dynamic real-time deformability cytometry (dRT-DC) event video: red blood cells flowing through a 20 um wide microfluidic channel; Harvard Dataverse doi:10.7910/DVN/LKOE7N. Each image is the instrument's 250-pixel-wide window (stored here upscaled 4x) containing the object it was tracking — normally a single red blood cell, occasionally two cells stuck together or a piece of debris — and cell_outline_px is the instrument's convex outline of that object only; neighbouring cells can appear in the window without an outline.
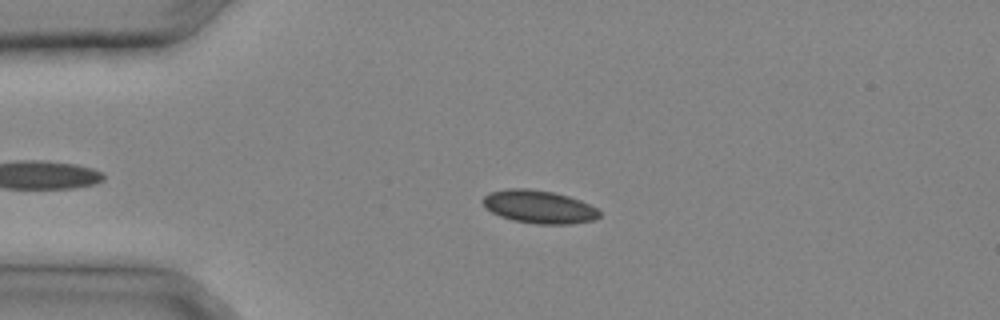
{"species": "common noctule bat (a hibernating species)", "species_latin": "Nyctalus noctula", "temperature_condition": "cold", "stored_images_in_passage": 31, "camera_frame_rate_fps": 3000, "um_per_image_px": 0.085, "animal": {"sex": "male", "body_mass_g": 20.4}, "frame": {"image": 1, "passage_image": 7, "time_ms": 2.0, "image_size_px": [1000, 320], "cell_outline_px": [[600, 216], [592, 220], [568, 224], [536, 224], [512, 220], [500, 216], [484, 208], [480, 200], [484, 196], [492, 192], [504, 188], [528, 188], [552, 192], [568, 196], [580, 200], [596, 208], [600, 212]], "centroid_in_image_um": [45.75, 17.57], "position_along_channel_um": 39.2, "area_um2": 22.48}}
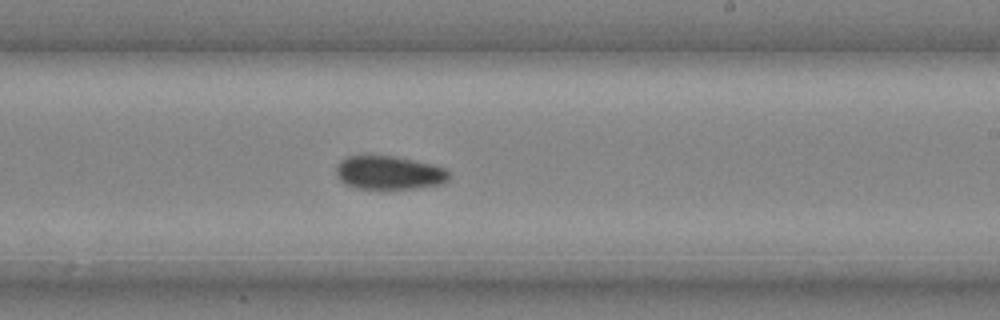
{"frame": {"image": 2, "passage_image": 19, "time_ms": 6.0, "image_size_px": [1000, 320], "cell_outline_px": [[448, 180], [440, 184], [416, 188], [356, 188], [344, 184], [336, 176], [336, 168], [340, 160], [348, 156], [392, 156], [432, 164], [444, 168], [448, 172]], "centroid_in_image_um": [33.03, 14.68], "position_along_channel_um": 256.0, "area_um2": 21.79}}
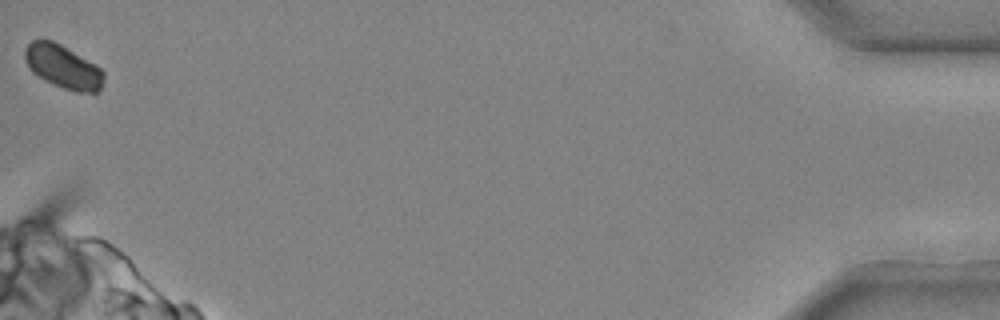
{"frame": {"image": 3, "passage_image": 31, "time_ms": 10.0, "image_size_px": [1000, 320], "cell_outline_px": [[104, 80], [100, 88], [96, 92], [76, 92], [64, 88], [44, 80], [32, 72], [28, 68], [24, 60], [24, 48], [32, 40], [40, 36], [52, 40], [60, 44], [100, 68], [104, 72]], "centroid_in_image_um": [5.29, 5.64], "position_along_channel_um": 429.9, "area_um2": 20.06}}